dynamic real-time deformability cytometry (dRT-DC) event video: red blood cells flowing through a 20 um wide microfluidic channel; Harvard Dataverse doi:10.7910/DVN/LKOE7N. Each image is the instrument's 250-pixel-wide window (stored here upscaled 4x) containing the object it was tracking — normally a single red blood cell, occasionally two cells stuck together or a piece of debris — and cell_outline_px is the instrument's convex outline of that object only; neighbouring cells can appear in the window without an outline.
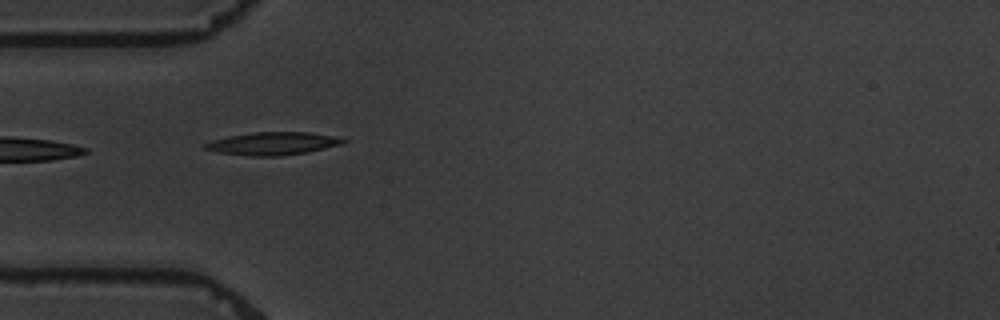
{"species": "common noctule bat (a hibernating species)", "species_latin": "Nyctalus noctula", "temperature_condition": "warm", "stored_images_in_passage": 2, "camera_frame_rate_fps": 3000, "um_per_image_px": 0.085, "animal": {"sex": "male", "body_mass_g": 19.5, "forearm_length_mm": 54.6}, "frame": {"image": 1, "passage_image": 1, "time_ms": 0.0, "image_size_px": [1000, 320], "cell_outline_px": [[348, 140], [344, 144], [308, 152], [280, 156], [252, 156], [220, 152], [204, 148], [204, 144], [212, 140], [228, 136], [252, 132], [308, 132], [332, 136]], "centroid_in_image_um": [23.22, 12.2], "position_along_channel_um": 61.8, "area_um2": 18.26}}
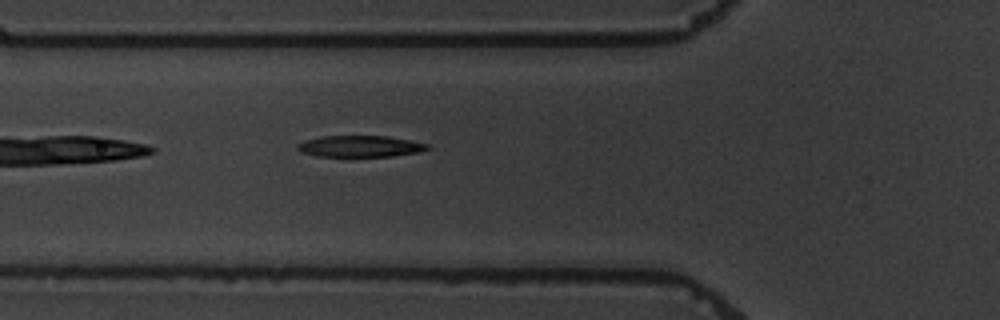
{"frame": {"image": 2, "passage_image": 2, "time_ms": 1.0, "image_size_px": [1000, 320], "cell_outline_px": [[432, 148], [420, 152], [392, 156], [316, 156], [304, 152], [296, 148], [296, 144], [304, 140], [324, 136], [388, 136], [428, 144]], "centroid_in_image_um": [30.63, 12.43], "position_along_channel_um": 95.2, "area_um2": 16.13}}